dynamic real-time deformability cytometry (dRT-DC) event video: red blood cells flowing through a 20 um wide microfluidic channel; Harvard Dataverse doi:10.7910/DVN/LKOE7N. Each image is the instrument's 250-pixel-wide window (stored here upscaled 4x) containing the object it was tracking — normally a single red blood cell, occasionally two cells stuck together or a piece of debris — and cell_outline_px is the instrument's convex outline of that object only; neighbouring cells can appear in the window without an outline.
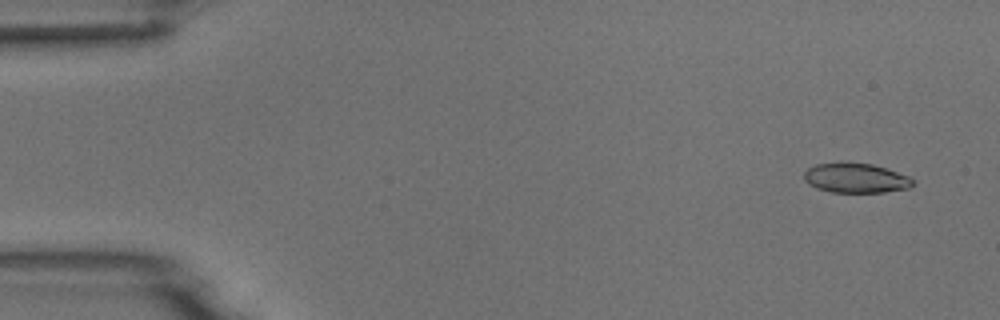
{"species": "common noctule bat (a hibernating species)", "species_latin": "Nyctalus noctula", "temperature_condition": "room temperature", "stored_images_in_passage": 5, "camera_frame_rate_fps": 3000, "um_per_image_px": 0.085, "animal": {"sex": "male", "body_mass_g": 18.8}, "frame": {"image": 1, "passage_image": 1, "time_ms": 0.0, "image_size_px": [1000, 320], "cell_outline_px": [[916, 180], [908, 188], [884, 192], [832, 192], [816, 188], [808, 184], [804, 180], [804, 172], [808, 168], [816, 164], [840, 160], [872, 164], [908, 176]], "centroid_in_image_um": [72.68, 15.1], "position_along_channel_um": 12.3, "area_um2": 19.13}}
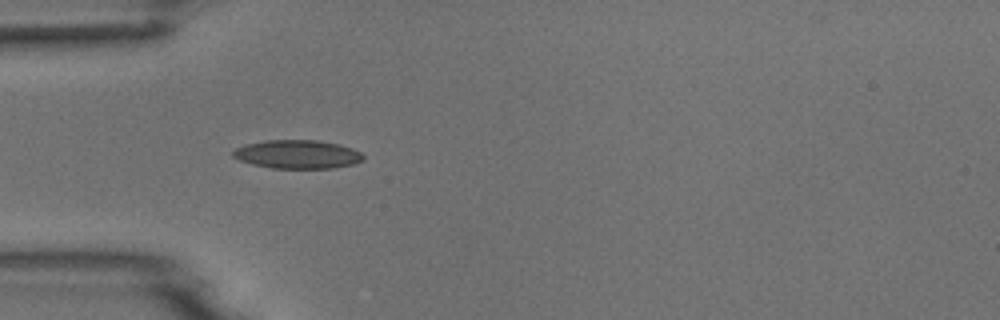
{"frame": {"image": 2, "passage_image": 4, "time_ms": 1.0, "image_size_px": [1000, 320], "cell_outline_px": [[364, 160], [352, 164], [336, 168], [272, 168], [252, 164], [240, 160], [232, 156], [232, 152], [236, 148], [244, 144], [264, 140], [316, 140], [340, 144], [352, 148], [360, 152], [364, 156]], "centroid_in_image_um": [25.28, 13.11], "position_along_channel_um": 59.7, "area_um2": 21.79}}